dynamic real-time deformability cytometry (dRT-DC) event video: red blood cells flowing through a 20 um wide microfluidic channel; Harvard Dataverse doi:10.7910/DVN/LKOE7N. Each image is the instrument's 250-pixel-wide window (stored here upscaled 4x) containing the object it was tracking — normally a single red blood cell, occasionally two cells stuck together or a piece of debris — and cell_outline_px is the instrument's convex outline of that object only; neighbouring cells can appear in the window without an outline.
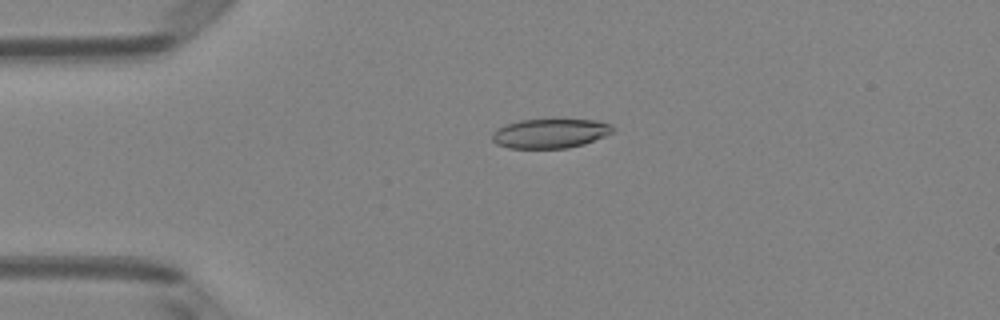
{"species": "Egyptian fruit bat (a non-hibernating species)", "species_latin": "Rousettus aegyptiacus", "temperature_condition": "room temperature", "stored_images_in_passage": 42, "camera_frame_rate_fps": 3000, "um_per_image_px": 0.085, "animal": {"sex": "female"}, "frame": {"image": 1, "passage_image": 4, "time_ms": 1.0, "image_size_px": [1000, 320], "cell_outline_px": [[616, 128], [612, 132], [604, 136], [584, 144], [568, 148], [508, 148], [496, 144], [492, 140], [492, 132], [496, 128], [504, 124], [520, 120], [596, 120], [612, 124]], "centroid_in_image_um": [46.74, 11.34], "position_along_channel_um": 38.3, "area_um2": 20.75}}
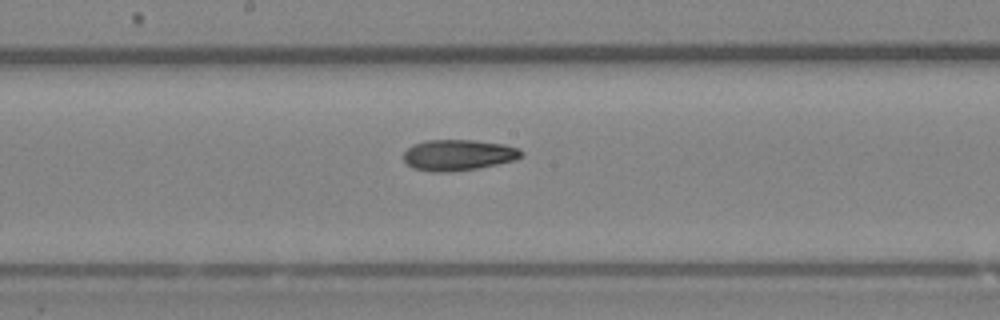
{"frame": {"image": 2, "passage_image": 19, "time_ms": 6.0, "image_size_px": [1000, 320], "cell_outline_px": [[524, 156], [516, 160], [476, 168], [452, 172], [432, 172], [412, 168], [404, 160], [404, 152], [412, 144], [424, 140], [472, 140], [504, 144], [520, 148], [524, 152]], "centroid_in_image_um": [38.97, 13.17], "position_along_channel_um": 209.2, "area_um2": 21.44}}
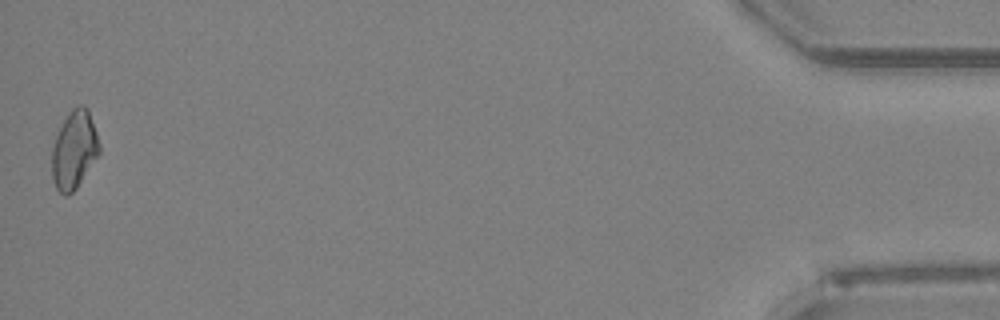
{"frame": {"image": 3, "passage_image": 42, "time_ms": 13.667, "image_size_px": [1000, 320], "cell_outline_px": [[100, 152], [76, 188], [68, 196], [64, 196], [56, 188], [52, 176], [52, 148], [56, 136], [68, 112], [76, 104], [84, 104], [88, 108], [100, 144]], "centroid_in_image_um": [6.31, 12.71], "position_along_channel_um": 428.9, "area_um2": 21.5}, "authors_computed_cell_mechanics": {"area_um2": 20.9814, "velocity_mm_per_s": 4.0934, "shape_relaxation_time_tau1_ms": 11.0511, "shape_relaxation_time_tau2_ms": 4.9903, "deformation_change_tau1": 0.2037, "deformation_change_tau2": 0.1294}}